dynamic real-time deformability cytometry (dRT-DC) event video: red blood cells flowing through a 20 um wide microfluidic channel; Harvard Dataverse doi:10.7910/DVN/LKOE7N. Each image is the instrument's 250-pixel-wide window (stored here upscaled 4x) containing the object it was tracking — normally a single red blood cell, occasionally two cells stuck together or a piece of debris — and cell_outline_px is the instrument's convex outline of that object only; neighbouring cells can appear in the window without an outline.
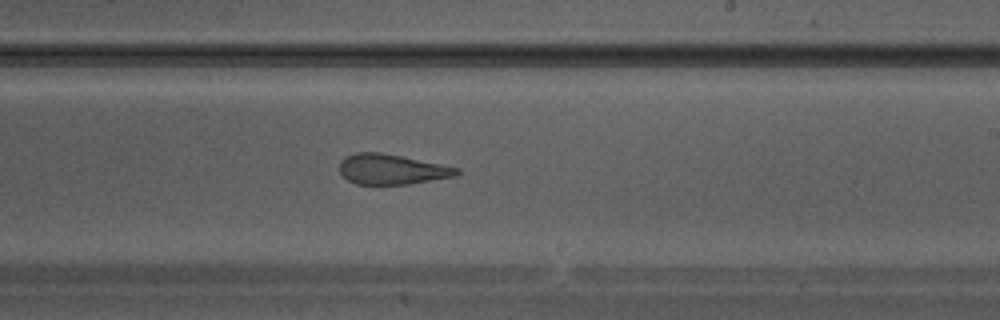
{"species": "Egyptian fruit bat (a non-hibernating species)", "species_latin": "Rousettus aegyptiacus", "temperature_condition": "warm", "stored_images_in_passage": 37, "camera_frame_rate_fps": 3000, "um_per_image_px": 0.085, "animal": {"sex": "male"}, "frame": {"image": 1, "passage_image": 22, "time_ms": 7.0, "image_size_px": [1000, 320], "cell_outline_px": [[460, 172], [456, 176], [408, 184], [356, 184], [348, 180], [340, 172], [340, 160], [344, 156], [356, 152], [380, 152], [460, 168]], "centroid_in_image_um": [33.27, 14.39], "position_along_channel_um": 255.7, "area_um2": 20.52}}